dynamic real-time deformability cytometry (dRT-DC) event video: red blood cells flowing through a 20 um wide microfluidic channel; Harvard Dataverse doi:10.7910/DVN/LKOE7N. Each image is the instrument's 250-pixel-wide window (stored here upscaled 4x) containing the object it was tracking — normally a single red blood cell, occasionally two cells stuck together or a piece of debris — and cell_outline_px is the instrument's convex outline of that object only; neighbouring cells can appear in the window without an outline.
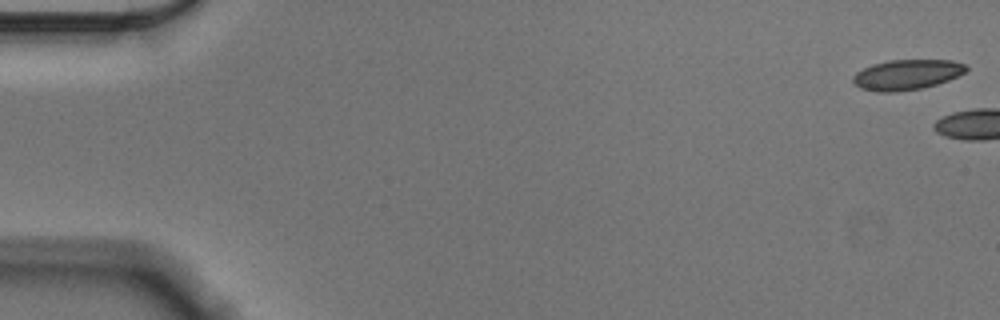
{"species": "Egyptian fruit bat (a non-hibernating species)", "species_latin": "Rousettus aegyptiacus", "temperature_condition": "cold", "stored_images_in_passage": 4, "camera_frame_rate_fps": 3000, "um_per_image_px": 0.085, "animal": {"sex": "male"}, "frame": {"image": 1, "passage_image": 1, "time_ms": 0.0, "image_size_px": [1000, 320], "cell_outline_px": [[968, 68], [964, 72], [948, 80], [924, 88], [896, 92], [876, 92], [860, 88], [852, 80], [852, 76], [856, 72], [872, 64], [888, 60], [952, 60], [964, 64]], "centroid_in_image_um": [77.05, 6.35], "position_along_channel_um": 8.0, "area_um2": 19.94}}